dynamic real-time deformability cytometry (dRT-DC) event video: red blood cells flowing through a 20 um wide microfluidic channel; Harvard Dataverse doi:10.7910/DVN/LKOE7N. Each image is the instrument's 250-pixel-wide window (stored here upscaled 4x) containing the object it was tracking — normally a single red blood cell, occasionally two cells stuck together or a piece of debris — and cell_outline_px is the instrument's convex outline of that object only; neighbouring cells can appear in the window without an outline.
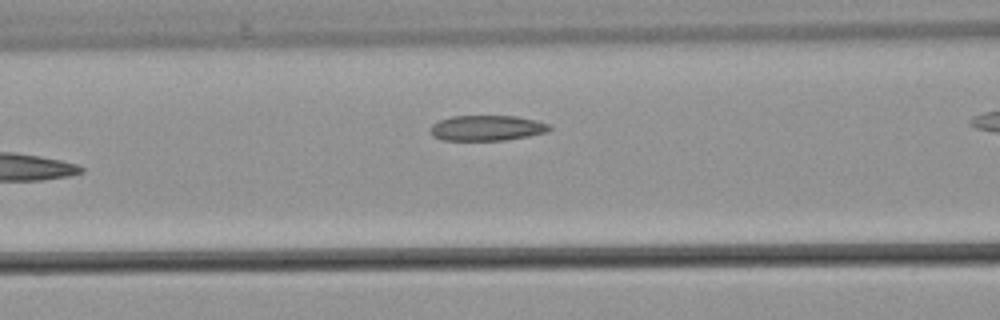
{"species": "common noctule bat (a hibernating species)", "species_latin": "Nyctalus noctula", "temperature_condition": "warm", "stored_images_in_passage": 4, "camera_frame_rate_fps": 3000, "um_per_image_px": 0.085, "animal": {"sex": "male", "body_mass_g": 21.5, "forearm_length_mm": 52.0}, "frame": {"image": 1, "passage_image": 3, "time_ms": 2.333, "image_size_px": [1000, 320], "cell_outline_px": [[552, 128], [548, 132], [528, 136], [504, 140], [440, 140], [432, 136], [428, 132], [428, 128], [432, 124], [440, 120], [452, 116], [516, 116], [536, 120], [548, 124]], "centroid_in_image_um": [41.34, 10.88], "position_along_channel_um": 125.3, "area_um2": 17.8}}